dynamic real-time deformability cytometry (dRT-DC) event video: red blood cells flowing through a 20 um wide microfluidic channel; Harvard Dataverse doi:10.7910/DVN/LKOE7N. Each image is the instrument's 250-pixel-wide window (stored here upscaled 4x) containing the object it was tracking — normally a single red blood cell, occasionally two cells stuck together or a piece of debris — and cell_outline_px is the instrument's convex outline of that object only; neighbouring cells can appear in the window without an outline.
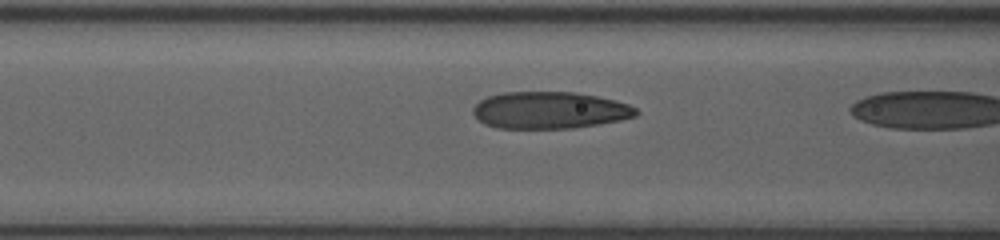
{"species": "human", "species_latin": "Homo sapiens", "temperature_condition": "room temperature", "stored_images_in_passage": 5, "camera_frame_rate_fps": 3000, "um_per_image_px": 0.085, "donor": {"sex": "female"}, "frame": {"image": 1, "passage_image": 4, "time_ms": 1.333, "image_size_px": [1000, 240], "cell_outline_px": [[640, 112], [636, 116], [620, 120], [572, 128], [496, 128], [484, 124], [472, 112], [472, 108], [480, 100], [488, 96], [504, 92], [576, 92], [596, 96], [628, 104], [636, 108]], "centroid_in_image_um": [46.7, 9.37], "position_along_channel_um": 119.9, "area_um2": 34.97}}